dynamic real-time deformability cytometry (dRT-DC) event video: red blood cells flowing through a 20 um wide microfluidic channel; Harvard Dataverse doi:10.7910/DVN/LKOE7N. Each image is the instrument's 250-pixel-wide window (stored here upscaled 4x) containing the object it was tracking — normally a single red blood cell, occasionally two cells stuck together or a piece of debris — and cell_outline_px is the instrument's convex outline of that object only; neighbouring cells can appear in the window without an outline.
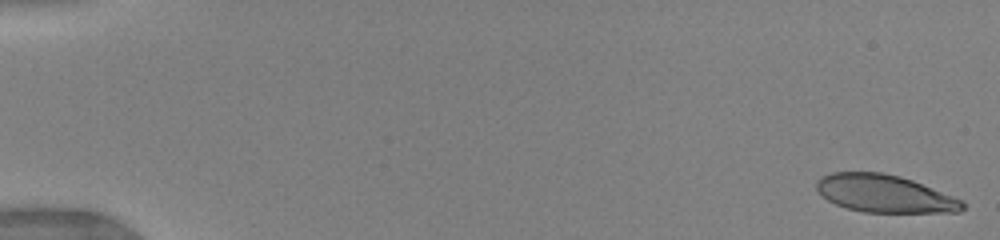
{"species": "human", "species_latin": "Homo sapiens", "temperature_condition": "warm", "stored_images_in_passage": 47, "camera_frame_rate_fps": 3000, "um_per_image_px": 0.085, "donor": {"sex": "female"}, "frame": {"image": 1, "passage_image": 1, "time_ms": 0.0, "image_size_px": [1000, 240], "cell_outline_px": [[964, 208], [960, 212], [864, 212], [848, 208], [836, 204], [828, 200], [816, 188], [816, 180], [820, 176], [832, 172], [884, 172], [900, 176], [912, 180], [964, 200]], "centroid_in_image_um": [75.19, 16.45], "position_along_channel_um": 9.8, "area_um2": 31.96}}
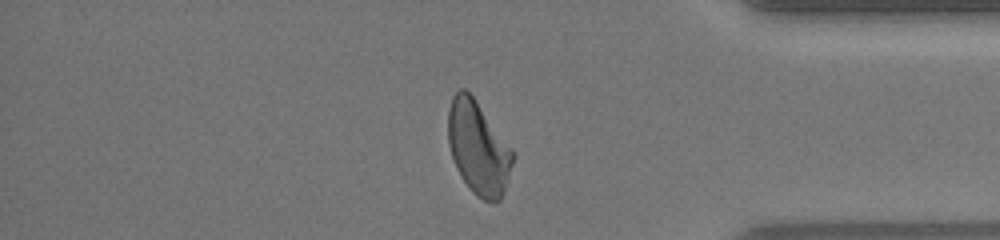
{"frame": {"image": 2, "passage_image": 41, "time_ms": 14.0, "image_size_px": [1000, 240], "cell_outline_px": [[516, 156], [504, 192], [500, 200], [496, 204], [492, 204], [476, 196], [472, 192], [460, 176], [456, 168], [448, 144], [448, 108], [452, 96], [460, 88], [464, 88], [472, 96], [516, 152]], "centroid_in_image_um": [40.67, 12.61], "position_along_channel_um": 394.5, "area_um2": 35.6}}
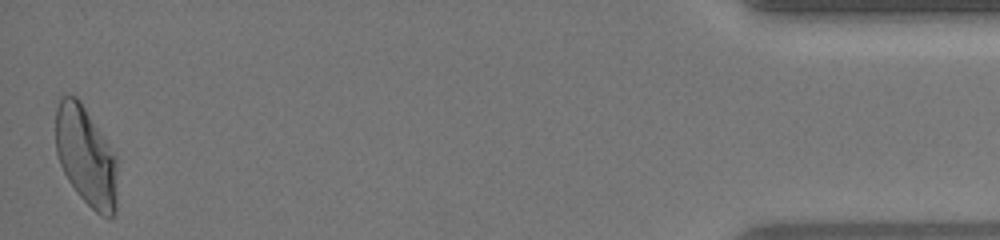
{"frame": {"image": 3, "passage_image": 47, "time_ms": 16.333, "image_size_px": [1000, 240], "cell_outline_px": [[116, 212], [112, 216], [100, 216], [80, 196], [68, 180], [60, 164], [56, 152], [56, 108], [60, 96], [76, 96], [80, 100], [116, 156]], "centroid_in_image_um": [7.29, 13.28], "position_along_channel_um": 427.9, "area_um2": 35.32}, "authors_computed_cell_mechanics": {"area_um2": 34.969, "velocity_mm_per_s": 4.041, "shape_relaxation_time_tau1_ms": 3.8144, "shape_relaxation_time_tau2_ms": 0.8632, "deformation_change_tau1": 0.1893, "deformation_change_tau2": 0.0879}}